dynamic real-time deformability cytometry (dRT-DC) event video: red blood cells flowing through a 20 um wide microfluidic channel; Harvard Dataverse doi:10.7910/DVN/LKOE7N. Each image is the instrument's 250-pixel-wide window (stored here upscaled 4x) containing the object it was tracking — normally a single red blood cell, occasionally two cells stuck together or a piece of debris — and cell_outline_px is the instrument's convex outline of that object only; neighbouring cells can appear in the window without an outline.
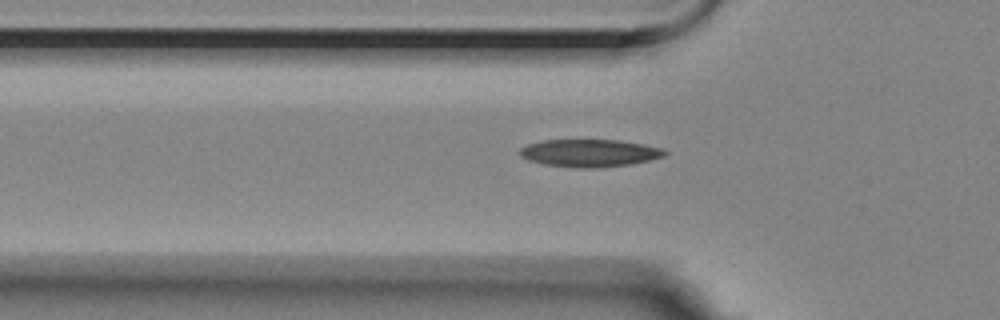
{"species": "Egyptian fruit bat (a non-hibernating species)", "species_latin": "Rousettus aegyptiacus", "temperature_condition": "room temperature", "stored_images_in_passage": 43, "camera_frame_rate_fps": 3000, "um_per_image_px": 0.085, "animal": {"sex": "female"}, "frame": {"image": 1, "passage_image": 8, "time_ms": 2.333, "image_size_px": [1000, 320], "cell_outline_px": [[668, 152], [664, 156], [648, 160], [628, 164], [592, 168], [576, 168], [544, 164], [528, 160], [520, 156], [520, 148], [528, 144], [540, 140], [620, 140], [644, 144], [664, 148]], "centroid_in_image_um": [50.1, 13.0], "position_along_channel_um": 75.7, "area_um2": 23.24}}
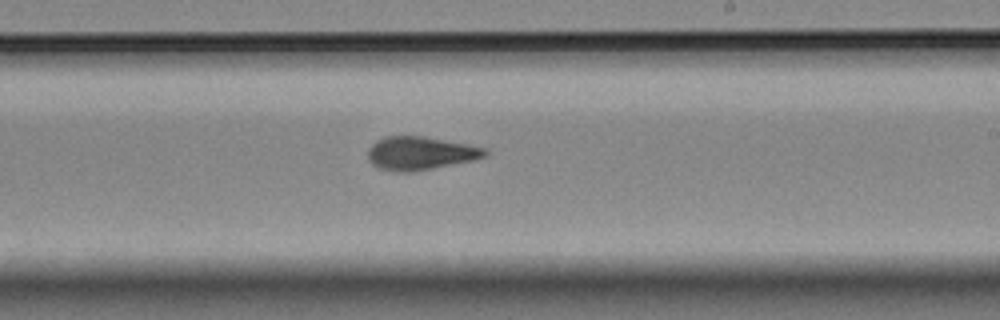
{"frame": {"image": 2, "passage_image": 23, "time_ms": 7.333, "image_size_px": [1000, 320], "cell_outline_px": [[488, 156], [472, 160], [432, 168], [408, 172], [400, 172], [376, 168], [368, 160], [368, 148], [376, 140], [384, 136], [424, 136], [488, 148]], "centroid_in_image_um": [35.71, 13.01], "position_along_channel_um": 253.3, "area_um2": 22.77}}
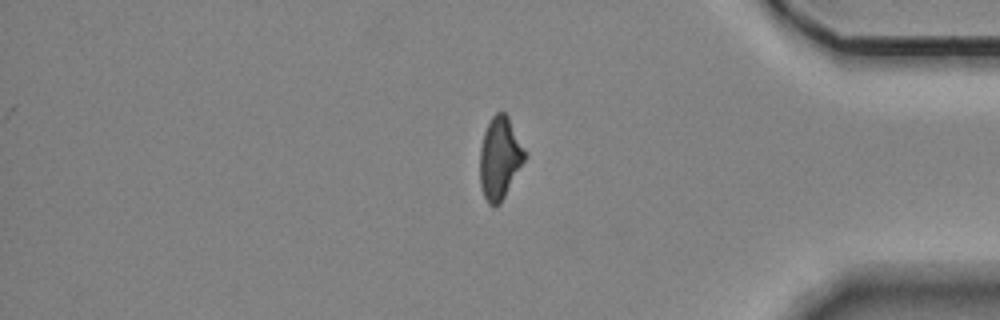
{"frame": {"image": 3, "passage_image": 37, "time_ms": 12.0, "image_size_px": [1000, 320], "cell_outline_px": [[528, 156], [500, 204], [488, 204], [484, 196], [480, 184], [480, 148], [484, 132], [492, 116], [496, 112], [504, 112], [508, 116], [528, 152]], "centroid_in_image_um": [42.52, 13.41], "position_along_channel_um": 392.7, "area_um2": 21.73}}